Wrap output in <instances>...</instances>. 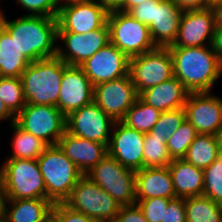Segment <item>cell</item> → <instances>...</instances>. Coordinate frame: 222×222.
I'll return each mask as SVG.
<instances>
[{"mask_svg": "<svg viewBox=\"0 0 222 222\" xmlns=\"http://www.w3.org/2000/svg\"><path fill=\"white\" fill-rule=\"evenodd\" d=\"M4 14L0 25L30 62L56 56L57 17L22 15L9 21Z\"/></svg>", "mask_w": 222, "mask_h": 222, "instance_id": "1", "label": "cell"}, {"mask_svg": "<svg viewBox=\"0 0 222 222\" xmlns=\"http://www.w3.org/2000/svg\"><path fill=\"white\" fill-rule=\"evenodd\" d=\"M173 59L174 76L189 92H211L222 75V63L211 45L168 47Z\"/></svg>", "mask_w": 222, "mask_h": 222, "instance_id": "2", "label": "cell"}, {"mask_svg": "<svg viewBox=\"0 0 222 222\" xmlns=\"http://www.w3.org/2000/svg\"><path fill=\"white\" fill-rule=\"evenodd\" d=\"M63 72L57 56L31 62L21 75L26 104L57 106Z\"/></svg>", "mask_w": 222, "mask_h": 222, "instance_id": "3", "label": "cell"}, {"mask_svg": "<svg viewBox=\"0 0 222 222\" xmlns=\"http://www.w3.org/2000/svg\"><path fill=\"white\" fill-rule=\"evenodd\" d=\"M37 162L46 187V199L53 204L64 203L84 175L58 144L48 145Z\"/></svg>", "mask_w": 222, "mask_h": 222, "instance_id": "4", "label": "cell"}, {"mask_svg": "<svg viewBox=\"0 0 222 222\" xmlns=\"http://www.w3.org/2000/svg\"><path fill=\"white\" fill-rule=\"evenodd\" d=\"M7 200L46 199V187L37 160L7 159L0 168Z\"/></svg>", "mask_w": 222, "mask_h": 222, "instance_id": "5", "label": "cell"}, {"mask_svg": "<svg viewBox=\"0 0 222 222\" xmlns=\"http://www.w3.org/2000/svg\"><path fill=\"white\" fill-rule=\"evenodd\" d=\"M85 176L105 190L120 206L136 204L135 171L123 167L113 157L105 156Z\"/></svg>", "mask_w": 222, "mask_h": 222, "instance_id": "6", "label": "cell"}, {"mask_svg": "<svg viewBox=\"0 0 222 222\" xmlns=\"http://www.w3.org/2000/svg\"><path fill=\"white\" fill-rule=\"evenodd\" d=\"M110 43L129 58L142 55L156 48L149 27L123 11L108 13Z\"/></svg>", "mask_w": 222, "mask_h": 222, "instance_id": "7", "label": "cell"}, {"mask_svg": "<svg viewBox=\"0 0 222 222\" xmlns=\"http://www.w3.org/2000/svg\"><path fill=\"white\" fill-rule=\"evenodd\" d=\"M64 204L89 218L114 222L120 205L100 186L83 176L72 189Z\"/></svg>", "mask_w": 222, "mask_h": 222, "instance_id": "8", "label": "cell"}, {"mask_svg": "<svg viewBox=\"0 0 222 222\" xmlns=\"http://www.w3.org/2000/svg\"><path fill=\"white\" fill-rule=\"evenodd\" d=\"M15 123L47 145H56L66 132V116L51 105L26 104L15 116Z\"/></svg>", "mask_w": 222, "mask_h": 222, "instance_id": "9", "label": "cell"}, {"mask_svg": "<svg viewBox=\"0 0 222 222\" xmlns=\"http://www.w3.org/2000/svg\"><path fill=\"white\" fill-rule=\"evenodd\" d=\"M129 74L140 95L144 90L174 76L173 59L169 48L155 49L130 58Z\"/></svg>", "mask_w": 222, "mask_h": 222, "instance_id": "10", "label": "cell"}, {"mask_svg": "<svg viewBox=\"0 0 222 222\" xmlns=\"http://www.w3.org/2000/svg\"><path fill=\"white\" fill-rule=\"evenodd\" d=\"M114 124L115 121L95 102L83 106L66 117V131L68 133L107 145Z\"/></svg>", "mask_w": 222, "mask_h": 222, "instance_id": "11", "label": "cell"}, {"mask_svg": "<svg viewBox=\"0 0 222 222\" xmlns=\"http://www.w3.org/2000/svg\"><path fill=\"white\" fill-rule=\"evenodd\" d=\"M186 119L199 134L222 136V99L211 92H189Z\"/></svg>", "mask_w": 222, "mask_h": 222, "instance_id": "12", "label": "cell"}, {"mask_svg": "<svg viewBox=\"0 0 222 222\" xmlns=\"http://www.w3.org/2000/svg\"><path fill=\"white\" fill-rule=\"evenodd\" d=\"M138 97L130 74L94 86V102L115 122L123 120Z\"/></svg>", "mask_w": 222, "mask_h": 222, "instance_id": "13", "label": "cell"}, {"mask_svg": "<svg viewBox=\"0 0 222 222\" xmlns=\"http://www.w3.org/2000/svg\"><path fill=\"white\" fill-rule=\"evenodd\" d=\"M57 39L63 40V47L57 46L56 56L68 65H81L99 49L110 43L107 23L96 30L85 34L57 32Z\"/></svg>", "mask_w": 222, "mask_h": 222, "instance_id": "14", "label": "cell"}, {"mask_svg": "<svg viewBox=\"0 0 222 222\" xmlns=\"http://www.w3.org/2000/svg\"><path fill=\"white\" fill-rule=\"evenodd\" d=\"M79 66L95 86L129 75L130 58L108 43Z\"/></svg>", "mask_w": 222, "mask_h": 222, "instance_id": "15", "label": "cell"}, {"mask_svg": "<svg viewBox=\"0 0 222 222\" xmlns=\"http://www.w3.org/2000/svg\"><path fill=\"white\" fill-rule=\"evenodd\" d=\"M145 133L115 122L110 141L108 155L117 160L123 167L138 171L143 168V146Z\"/></svg>", "mask_w": 222, "mask_h": 222, "instance_id": "16", "label": "cell"}, {"mask_svg": "<svg viewBox=\"0 0 222 222\" xmlns=\"http://www.w3.org/2000/svg\"><path fill=\"white\" fill-rule=\"evenodd\" d=\"M94 102V86L80 66L64 63L57 108L67 117Z\"/></svg>", "mask_w": 222, "mask_h": 222, "instance_id": "17", "label": "cell"}, {"mask_svg": "<svg viewBox=\"0 0 222 222\" xmlns=\"http://www.w3.org/2000/svg\"><path fill=\"white\" fill-rule=\"evenodd\" d=\"M108 11L95 0L64 7L58 11L57 32L85 34L107 23Z\"/></svg>", "mask_w": 222, "mask_h": 222, "instance_id": "18", "label": "cell"}, {"mask_svg": "<svg viewBox=\"0 0 222 222\" xmlns=\"http://www.w3.org/2000/svg\"><path fill=\"white\" fill-rule=\"evenodd\" d=\"M215 27V14L212 8L185 10L181 16L175 43L170 47L211 45Z\"/></svg>", "mask_w": 222, "mask_h": 222, "instance_id": "19", "label": "cell"}, {"mask_svg": "<svg viewBox=\"0 0 222 222\" xmlns=\"http://www.w3.org/2000/svg\"><path fill=\"white\" fill-rule=\"evenodd\" d=\"M58 145L84 176L108 155L107 144L80 138L67 131Z\"/></svg>", "mask_w": 222, "mask_h": 222, "instance_id": "20", "label": "cell"}, {"mask_svg": "<svg viewBox=\"0 0 222 222\" xmlns=\"http://www.w3.org/2000/svg\"><path fill=\"white\" fill-rule=\"evenodd\" d=\"M182 14L173 0H156L154 22L149 26L156 47L168 48L175 43Z\"/></svg>", "mask_w": 222, "mask_h": 222, "instance_id": "21", "label": "cell"}, {"mask_svg": "<svg viewBox=\"0 0 222 222\" xmlns=\"http://www.w3.org/2000/svg\"><path fill=\"white\" fill-rule=\"evenodd\" d=\"M135 175L136 199L176 198L168 166L142 168L136 171Z\"/></svg>", "mask_w": 222, "mask_h": 222, "instance_id": "22", "label": "cell"}, {"mask_svg": "<svg viewBox=\"0 0 222 222\" xmlns=\"http://www.w3.org/2000/svg\"><path fill=\"white\" fill-rule=\"evenodd\" d=\"M189 91L175 76L144 90L139 97L160 112L184 107Z\"/></svg>", "mask_w": 222, "mask_h": 222, "instance_id": "23", "label": "cell"}, {"mask_svg": "<svg viewBox=\"0 0 222 222\" xmlns=\"http://www.w3.org/2000/svg\"><path fill=\"white\" fill-rule=\"evenodd\" d=\"M176 197L188 198L203 195V169L182 159H173L168 166Z\"/></svg>", "mask_w": 222, "mask_h": 222, "instance_id": "24", "label": "cell"}, {"mask_svg": "<svg viewBox=\"0 0 222 222\" xmlns=\"http://www.w3.org/2000/svg\"><path fill=\"white\" fill-rule=\"evenodd\" d=\"M52 208L53 203L48 199L6 200L4 220L5 222H45Z\"/></svg>", "mask_w": 222, "mask_h": 222, "instance_id": "25", "label": "cell"}, {"mask_svg": "<svg viewBox=\"0 0 222 222\" xmlns=\"http://www.w3.org/2000/svg\"><path fill=\"white\" fill-rule=\"evenodd\" d=\"M221 154L222 136L198 134L190 144L183 159L204 170Z\"/></svg>", "mask_w": 222, "mask_h": 222, "instance_id": "26", "label": "cell"}, {"mask_svg": "<svg viewBox=\"0 0 222 222\" xmlns=\"http://www.w3.org/2000/svg\"><path fill=\"white\" fill-rule=\"evenodd\" d=\"M30 63L19 52L14 39L0 25V77H21Z\"/></svg>", "mask_w": 222, "mask_h": 222, "instance_id": "27", "label": "cell"}, {"mask_svg": "<svg viewBox=\"0 0 222 222\" xmlns=\"http://www.w3.org/2000/svg\"><path fill=\"white\" fill-rule=\"evenodd\" d=\"M9 126L13 130V153L7 159L37 160L48 146L44 141L21 129L15 122Z\"/></svg>", "mask_w": 222, "mask_h": 222, "instance_id": "28", "label": "cell"}, {"mask_svg": "<svg viewBox=\"0 0 222 222\" xmlns=\"http://www.w3.org/2000/svg\"><path fill=\"white\" fill-rule=\"evenodd\" d=\"M187 222H222V205L206 196L185 198Z\"/></svg>", "mask_w": 222, "mask_h": 222, "instance_id": "29", "label": "cell"}, {"mask_svg": "<svg viewBox=\"0 0 222 222\" xmlns=\"http://www.w3.org/2000/svg\"><path fill=\"white\" fill-rule=\"evenodd\" d=\"M161 112L145 103L140 97L126 112L122 122L137 131L148 133L157 123Z\"/></svg>", "mask_w": 222, "mask_h": 222, "instance_id": "30", "label": "cell"}, {"mask_svg": "<svg viewBox=\"0 0 222 222\" xmlns=\"http://www.w3.org/2000/svg\"><path fill=\"white\" fill-rule=\"evenodd\" d=\"M0 99L14 116L25 107L21 77H0Z\"/></svg>", "mask_w": 222, "mask_h": 222, "instance_id": "31", "label": "cell"}, {"mask_svg": "<svg viewBox=\"0 0 222 222\" xmlns=\"http://www.w3.org/2000/svg\"><path fill=\"white\" fill-rule=\"evenodd\" d=\"M167 139L151 137L145 133L143 146V168L146 167H167L172 159L168 153Z\"/></svg>", "mask_w": 222, "mask_h": 222, "instance_id": "32", "label": "cell"}, {"mask_svg": "<svg viewBox=\"0 0 222 222\" xmlns=\"http://www.w3.org/2000/svg\"><path fill=\"white\" fill-rule=\"evenodd\" d=\"M198 134L195 127L185 119L179 128L167 138L166 145L171 159H182Z\"/></svg>", "mask_w": 222, "mask_h": 222, "instance_id": "33", "label": "cell"}, {"mask_svg": "<svg viewBox=\"0 0 222 222\" xmlns=\"http://www.w3.org/2000/svg\"><path fill=\"white\" fill-rule=\"evenodd\" d=\"M186 119L185 108L161 112L157 123L148 134L151 137L167 139L171 136Z\"/></svg>", "mask_w": 222, "mask_h": 222, "instance_id": "34", "label": "cell"}, {"mask_svg": "<svg viewBox=\"0 0 222 222\" xmlns=\"http://www.w3.org/2000/svg\"><path fill=\"white\" fill-rule=\"evenodd\" d=\"M203 196L222 205V154L203 170Z\"/></svg>", "mask_w": 222, "mask_h": 222, "instance_id": "35", "label": "cell"}, {"mask_svg": "<svg viewBox=\"0 0 222 222\" xmlns=\"http://www.w3.org/2000/svg\"><path fill=\"white\" fill-rule=\"evenodd\" d=\"M167 198H147V199H136V204L142 211L144 217L149 222H161L164 210L167 209L169 201Z\"/></svg>", "mask_w": 222, "mask_h": 222, "instance_id": "36", "label": "cell"}, {"mask_svg": "<svg viewBox=\"0 0 222 222\" xmlns=\"http://www.w3.org/2000/svg\"><path fill=\"white\" fill-rule=\"evenodd\" d=\"M30 16L57 17L58 9L55 0H16Z\"/></svg>", "mask_w": 222, "mask_h": 222, "instance_id": "37", "label": "cell"}, {"mask_svg": "<svg viewBox=\"0 0 222 222\" xmlns=\"http://www.w3.org/2000/svg\"><path fill=\"white\" fill-rule=\"evenodd\" d=\"M51 213L60 222H103L99 219L89 218L84 213L74 211L64 203L53 204Z\"/></svg>", "mask_w": 222, "mask_h": 222, "instance_id": "38", "label": "cell"}, {"mask_svg": "<svg viewBox=\"0 0 222 222\" xmlns=\"http://www.w3.org/2000/svg\"><path fill=\"white\" fill-rule=\"evenodd\" d=\"M185 198L176 197L169 201L161 222H187Z\"/></svg>", "mask_w": 222, "mask_h": 222, "instance_id": "39", "label": "cell"}, {"mask_svg": "<svg viewBox=\"0 0 222 222\" xmlns=\"http://www.w3.org/2000/svg\"><path fill=\"white\" fill-rule=\"evenodd\" d=\"M154 6H156V0H146L132 7L127 13L149 27L154 22Z\"/></svg>", "mask_w": 222, "mask_h": 222, "instance_id": "40", "label": "cell"}, {"mask_svg": "<svg viewBox=\"0 0 222 222\" xmlns=\"http://www.w3.org/2000/svg\"><path fill=\"white\" fill-rule=\"evenodd\" d=\"M114 222H149L137 204L121 206Z\"/></svg>", "mask_w": 222, "mask_h": 222, "instance_id": "41", "label": "cell"}, {"mask_svg": "<svg viewBox=\"0 0 222 222\" xmlns=\"http://www.w3.org/2000/svg\"><path fill=\"white\" fill-rule=\"evenodd\" d=\"M211 47L222 63V26L215 27Z\"/></svg>", "mask_w": 222, "mask_h": 222, "instance_id": "42", "label": "cell"}, {"mask_svg": "<svg viewBox=\"0 0 222 222\" xmlns=\"http://www.w3.org/2000/svg\"><path fill=\"white\" fill-rule=\"evenodd\" d=\"M183 11L206 8L205 0H173Z\"/></svg>", "mask_w": 222, "mask_h": 222, "instance_id": "43", "label": "cell"}, {"mask_svg": "<svg viewBox=\"0 0 222 222\" xmlns=\"http://www.w3.org/2000/svg\"><path fill=\"white\" fill-rule=\"evenodd\" d=\"M102 7H104L108 12L113 11H123L124 0H95Z\"/></svg>", "mask_w": 222, "mask_h": 222, "instance_id": "44", "label": "cell"}, {"mask_svg": "<svg viewBox=\"0 0 222 222\" xmlns=\"http://www.w3.org/2000/svg\"><path fill=\"white\" fill-rule=\"evenodd\" d=\"M8 120L10 124L15 122V116L8 110L4 102L0 99V121Z\"/></svg>", "mask_w": 222, "mask_h": 222, "instance_id": "45", "label": "cell"}, {"mask_svg": "<svg viewBox=\"0 0 222 222\" xmlns=\"http://www.w3.org/2000/svg\"><path fill=\"white\" fill-rule=\"evenodd\" d=\"M6 200H7V198H6L4 185H3L2 179L0 177V221L4 220Z\"/></svg>", "mask_w": 222, "mask_h": 222, "instance_id": "46", "label": "cell"}, {"mask_svg": "<svg viewBox=\"0 0 222 222\" xmlns=\"http://www.w3.org/2000/svg\"><path fill=\"white\" fill-rule=\"evenodd\" d=\"M215 14V24L216 26H222V1L217 3L212 7Z\"/></svg>", "mask_w": 222, "mask_h": 222, "instance_id": "47", "label": "cell"}, {"mask_svg": "<svg viewBox=\"0 0 222 222\" xmlns=\"http://www.w3.org/2000/svg\"><path fill=\"white\" fill-rule=\"evenodd\" d=\"M88 0H55L56 6L58 11L64 7L70 6V5H74V4H78V3H83L86 2Z\"/></svg>", "mask_w": 222, "mask_h": 222, "instance_id": "48", "label": "cell"}, {"mask_svg": "<svg viewBox=\"0 0 222 222\" xmlns=\"http://www.w3.org/2000/svg\"><path fill=\"white\" fill-rule=\"evenodd\" d=\"M146 0H124L123 2V12H128L132 7L137 6Z\"/></svg>", "mask_w": 222, "mask_h": 222, "instance_id": "49", "label": "cell"}, {"mask_svg": "<svg viewBox=\"0 0 222 222\" xmlns=\"http://www.w3.org/2000/svg\"><path fill=\"white\" fill-rule=\"evenodd\" d=\"M222 0H205L206 7L212 8Z\"/></svg>", "mask_w": 222, "mask_h": 222, "instance_id": "50", "label": "cell"}, {"mask_svg": "<svg viewBox=\"0 0 222 222\" xmlns=\"http://www.w3.org/2000/svg\"><path fill=\"white\" fill-rule=\"evenodd\" d=\"M45 222H60L52 213L46 218Z\"/></svg>", "mask_w": 222, "mask_h": 222, "instance_id": "51", "label": "cell"}, {"mask_svg": "<svg viewBox=\"0 0 222 222\" xmlns=\"http://www.w3.org/2000/svg\"><path fill=\"white\" fill-rule=\"evenodd\" d=\"M2 14H3V10L0 9V22H1Z\"/></svg>", "mask_w": 222, "mask_h": 222, "instance_id": "52", "label": "cell"}]
</instances>
